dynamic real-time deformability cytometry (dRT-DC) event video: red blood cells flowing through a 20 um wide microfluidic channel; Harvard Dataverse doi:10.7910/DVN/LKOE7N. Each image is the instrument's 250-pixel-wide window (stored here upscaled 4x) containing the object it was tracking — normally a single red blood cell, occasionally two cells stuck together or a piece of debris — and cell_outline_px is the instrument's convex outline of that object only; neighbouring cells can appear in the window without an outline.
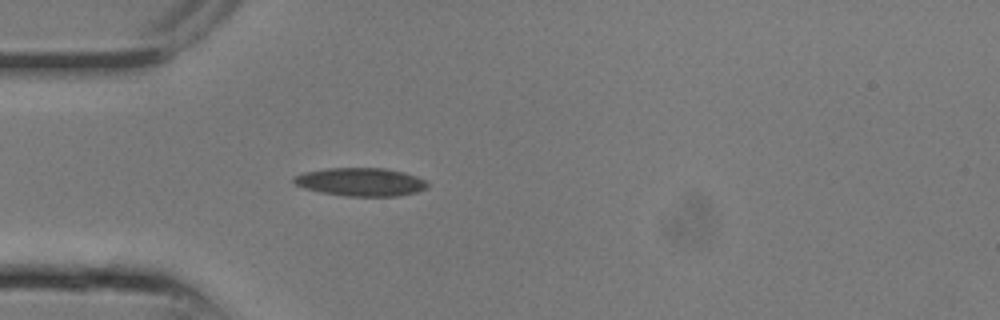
{"species": "common noctule bat (a hibernating species)", "species_latin": "Nyctalus noctula", "temperature_condition": "room temperature", "stored_images_in_passage": 9, "camera_frame_rate_fps": 3000, "um_per_image_px": 0.085, "animal": {"sex": "male", "body_mass_g": 13.3}, "frame": {"image": 1, "passage_image": 6, "time_ms": 1.667, "image_size_px": [1000, 320], "cell_outline_px": [[428, 188], [416, 192], [400, 196], [344, 196], [320, 192], [304, 188], [296, 184], [292, 180], [292, 176], [304, 172], [328, 168], [384, 168], [404, 172], [416, 176], [424, 180], [428, 184]], "centroid_in_image_um": [30.65, 15.47], "position_along_channel_um": 54.4, "area_um2": 22.08}}
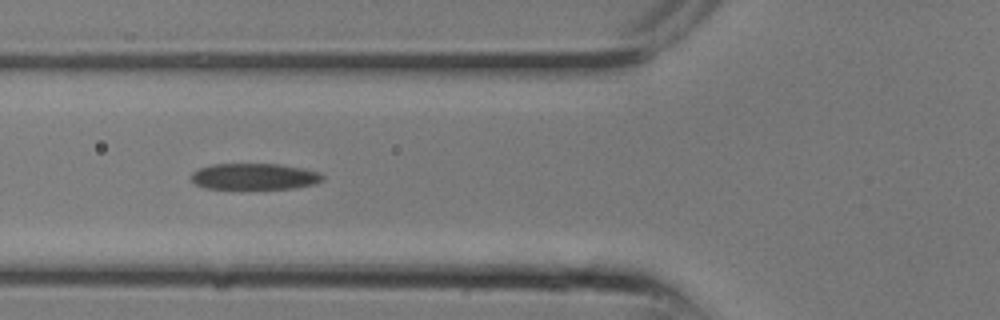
{"frame": {"image": 2, "passage_image": 8, "time_ms": 2.333, "image_size_px": [1000, 320], "cell_outline_px": [[324, 180], [312, 184], [292, 188], [208, 188], [196, 184], [188, 176], [192, 172], [200, 168], [212, 164], [280, 164], [304, 168], [320, 172], [324, 176]], "centroid_in_image_um": [21.63, 14.98], "position_along_channel_um": 104.2, "area_um2": 20.0}}